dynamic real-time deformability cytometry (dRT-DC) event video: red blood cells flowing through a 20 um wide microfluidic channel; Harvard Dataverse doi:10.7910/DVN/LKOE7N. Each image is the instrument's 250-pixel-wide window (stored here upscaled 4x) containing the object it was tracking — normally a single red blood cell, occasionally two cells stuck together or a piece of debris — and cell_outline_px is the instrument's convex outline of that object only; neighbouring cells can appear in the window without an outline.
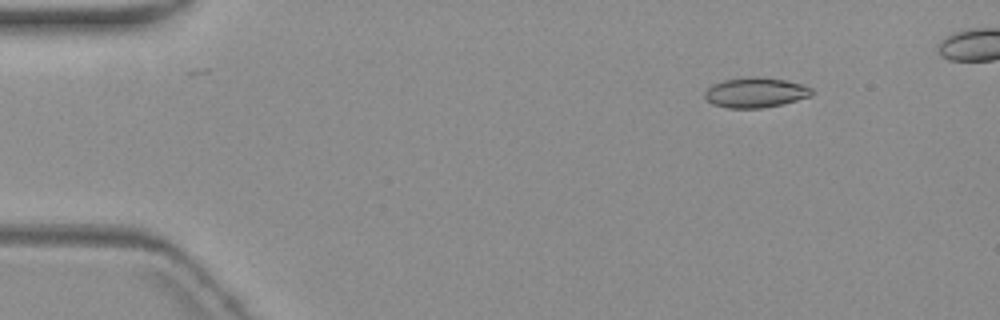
{"species": "common noctule bat (a hibernating species)", "species_latin": "Nyctalus noctula", "temperature_condition": "warm", "stored_images_in_passage": 4, "camera_frame_rate_fps": 3000, "um_per_image_px": 0.085, "animal": {"sex": "female", "body_mass_g": 19.3, "forearm_length_mm": 54.1}, "frame": {"image": 1, "passage_image": 1, "time_ms": 0.0, "image_size_px": [1000, 320], "cell_outline_px": [[812, 96], [784, 104], [764, 108], [728, 108], [712, 104], [704, 96], [704, 92], [712, 84], [724, 80], [748, 76], [760, 76], [784, 80], [800, 84], [812, 88]], "centroid_in_image_um": [64.21, 7.87], "position_along_channel_um": 20.8, "area_um2": 18.9}}